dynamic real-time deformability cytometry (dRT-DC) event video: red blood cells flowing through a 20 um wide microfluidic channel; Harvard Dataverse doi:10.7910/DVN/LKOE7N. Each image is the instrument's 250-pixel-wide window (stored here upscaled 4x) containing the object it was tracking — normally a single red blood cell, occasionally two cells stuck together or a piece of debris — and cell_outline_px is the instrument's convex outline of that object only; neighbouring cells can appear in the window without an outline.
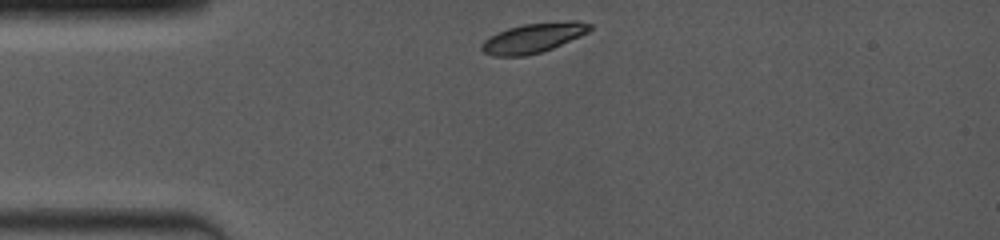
{"species": "common noctule bat (a hibernating species)", "species_latin": "Nyctalus noctula", "temperature_condition": "room temperature", "stored_images_in_passage": 23, "camera_frame_rate_fps": 4000, "um_per_image_px": 0.085, "animal": {"sex": "female", "body_mass_g": 19.0, "forearm_length_mm": 53.3}, "frame": {"image": 1, "passage_image": 1, "time_ms": 0.0, "image_size_px": [1000, 240], "cell_outline_px": [[592, 28], [588, 32], [580, 36], [552, 48], [540, 52], [524, 56], [492, 56], [484, 52], [480, 48], [480, 44], [484, 40], [508, 28], [524, 24], [568, 20], [576, 20], [592, 24]], "centroid_in_image_um": [45.35, 3.21], "position_along_channel_um": 39.6, "area_um2": 18.61}}
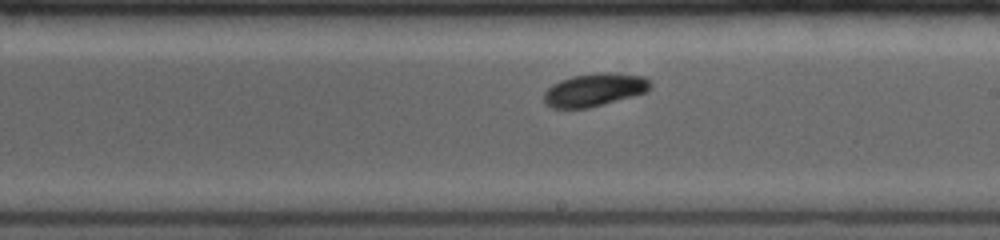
{"frame": {"image": 2, "passage_image": 14, "time_ms": 5.75, "image_size_px": [1000, 240], "cell_outline_px": [[652, 84], [644, 92], [632, 96], [588, 108], [552, 108], [544, 104], [544, 92], [552, 84], [560, 80], [572, 76], [596, 72], [604, 72], [644, 76]], "centroid_in_image_um": [50.47, 7.63], "position_along_channel_um": 238.5, "area_um2": 20.29}}
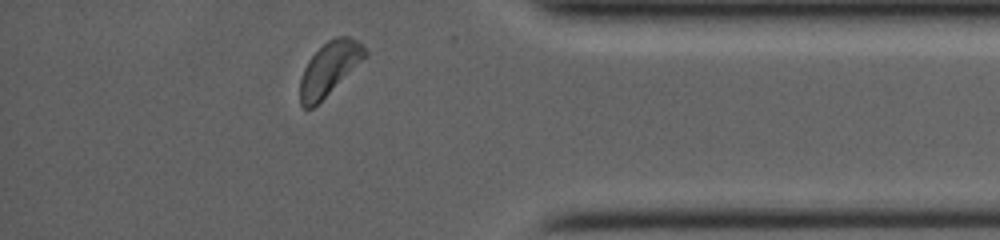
{"frame": {"image": 3, "passage_image": 23, "time_ms": 10.25, "image_size_px": [1000, 240], "cell_outline_px": [[368, 56], [312, 108], [304, 108], [300, 104], [300, 80], [304, 68], [308, 60], [328, 40], [336, 36], [348, 36], [364, 44], [368, 52]], "centroid_in_image_um": [28.02, 5.8], "position_along_channel_um": 407.2, "area_um2": 19.94}, "authors_computed_cell_mechanics": {"area_um2": 20.2878, "velocity_mm_per_s": 3.9611, "shape_relaxation_time_tau1_ms": 1.6921, "shape_relaxation_time_tau2_ms": null, "deformation_change_tau1": 0.1215, "deformation_change_tau2": null}}